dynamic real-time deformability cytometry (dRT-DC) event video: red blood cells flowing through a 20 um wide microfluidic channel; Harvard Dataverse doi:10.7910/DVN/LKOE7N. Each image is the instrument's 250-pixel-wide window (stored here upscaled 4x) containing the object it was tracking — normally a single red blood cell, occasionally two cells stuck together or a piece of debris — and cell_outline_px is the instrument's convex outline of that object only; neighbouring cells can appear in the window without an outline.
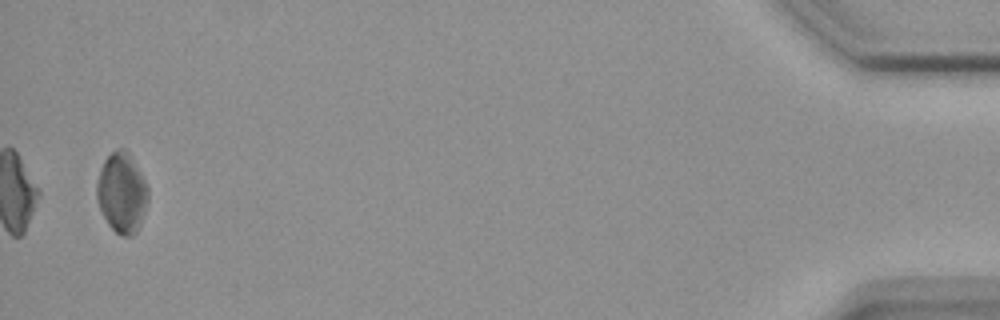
{"species": "common noctule bat (a hibernating species)", "species_latin": "Nyctalus noctula", "temperature_condition": "warm", "stored_images_in_passage": 53, "camera_frame_rate_fps": 3000, "um_per_image_px": 0.085, "animal": {"sex": "female", "body_mass_g": 18.4}, "frame": {"image": 1, "passage_image": 52, "time_ms": 17.0, "image_size_px": [1000, 320], "cell_outline_px": [[148, 200], [140, 228], [132, 236], [120, 236], [108, 224], [100, 212], [96, 200], [96, 184], [100, 168], [104, 160], [116, 148], [124, 148], [128, 152], [140, 172], [148, 188]], "centroid_in_image_um": [10.34, 16.41], "position_along_channel_um": 424.9, "area_um2": 24.22}}